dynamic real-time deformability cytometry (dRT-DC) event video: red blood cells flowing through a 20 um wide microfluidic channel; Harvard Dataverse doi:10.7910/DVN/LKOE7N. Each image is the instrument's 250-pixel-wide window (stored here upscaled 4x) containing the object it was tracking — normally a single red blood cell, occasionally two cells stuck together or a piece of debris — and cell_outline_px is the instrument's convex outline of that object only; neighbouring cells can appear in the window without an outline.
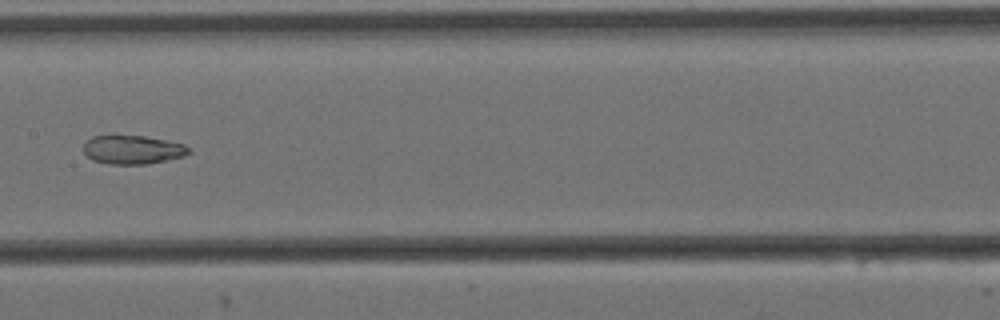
{"species": "Egyptian fruit bat (a non-hibernating species)", "species_latin": "Rousettus aegyptiacus", "temperature_condition": "cold", "stored_images_in_passage": 13, "camera_frame_rate_fps": 3000, "um_per_image_px": 0.085, "animal": {"sex": "female"}, "frame": {"image": 1, "passage_image": 6, "time_ms": 1.667, "image_size_px": [1000, 320], "cell_outline_px": [[192, 152], [184, 156], [148, 164], [108, 164], [92, 160], [84, 152], [84, 144], [92, 136], [112, 132], [144, 136], [184, 144], [192, 148]], "centroid_in_image_um": [11.25, 12.68], "position_along_channel_um": 196.1, "area_um2": 18.32}}
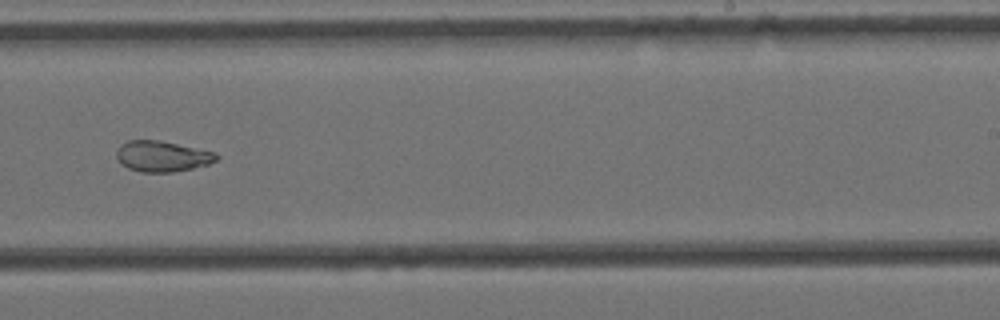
{"frame": {"image": 2, "passage_image": 8, "time_ms": 2.333, "image_size_px": [1000, 320], "cell_outline_px": [[220, 156], [216, 160], [208, 164], [192, 168], [172, 172], [140, 172], [128, 168], [116, 156], [116, 148], [120, 144], [128, 140], [160, 140], [212, 152]], "centroid_in_image_um": [13.74, 13.28], "position_along_channel_um": 275.3, "area_um2": 17.69}}